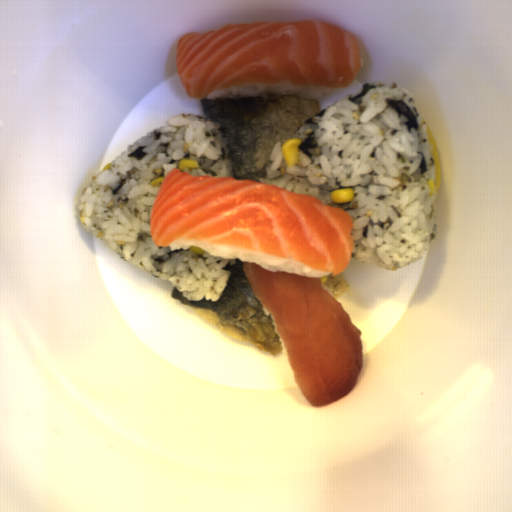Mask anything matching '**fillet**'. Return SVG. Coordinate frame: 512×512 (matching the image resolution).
<instances>
[{"mask_svg":"<svg viewBox=\"0 0 512 512\" xmlns=\"http://www.w3.org/2000/svg\"><path fill=\"white\" fill-rule=\"evenodd\" d=\"M156 246L198 240L296 260L339 275L352 256L353 220L316 196L255 180L168 171L152 203Z\"/></svg>","mask_w":512,"mask_h":512,"instance_id":"fillet-1","label":"fillet"},{"mask_svg":"<svg viewBox=\"0 0 512 512\" xmlns=\"http://www.w3.org/2000/svg\"><path fill=\"white\" fill-rule=\"evenodd\" d=\"M360 67L356 37L312 19L229 23L176 43L177 76L192 99L245 83L349 88Z\"/></svg>","mask_w":512,"mask_h":512,"instance_id":"fillet-2","label":"fillet"},{"mask_svg":"<svg viewBox=\"0 0 512 512\" xmlns=\"http://www.w3.org/2000/svg\"><path fill=\"white\" fill-rule=\"evenodd\" d=\"M253 295L269 312L284 342L294 382L309 404L324 408L357 385L363 330L320 278L242 264Z\"/></svg>","mask_w":512,"mask_h":512,"instance_id":"fillet-3","label":"fillet"}]
</instances>
